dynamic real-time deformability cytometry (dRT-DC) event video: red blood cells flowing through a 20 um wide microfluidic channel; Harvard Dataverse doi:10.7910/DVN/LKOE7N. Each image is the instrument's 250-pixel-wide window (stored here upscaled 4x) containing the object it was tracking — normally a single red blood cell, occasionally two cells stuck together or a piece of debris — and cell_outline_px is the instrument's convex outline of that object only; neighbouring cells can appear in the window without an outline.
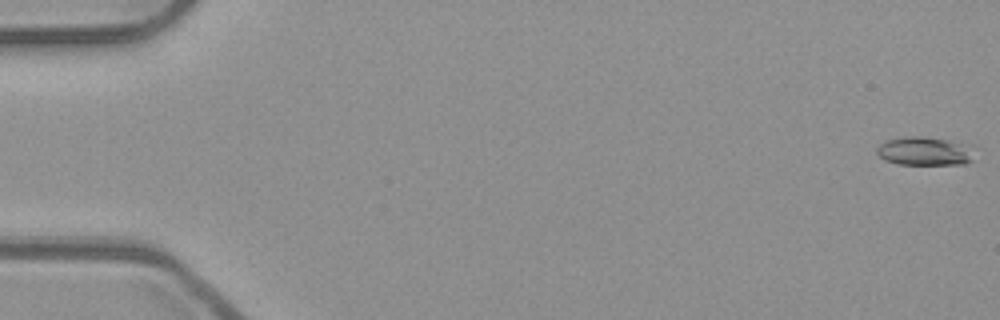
{"species": "common noctule bat (a hibernating species)", "species_latin": "Nyctalus noctula", "temperature_condition": "room temperature", "stored_images_in_passage": 53, "camera_frame_rate_fps": 3000, "um_per_image_px": 0.085, "animal": {"sex": "male", "body_mass_g": 23.1, "forearm_length_mm": 52.7}, "frame": {"image": 1, "passage_image": 1, "time_ms": 0.0, "image_size_px": [1000, 320], "cell_outline_px": [[976, 144], [972, 160], [964, 164], [896, 164], [884, 160], [876, 152], [876, 148], [880, 144], [888, 140], [900, 136], [924, 136]], "centroid_in_image_um": [78.67, 12.83], "position_along_channel_um": 6.3, "area_um2": 16.82}}
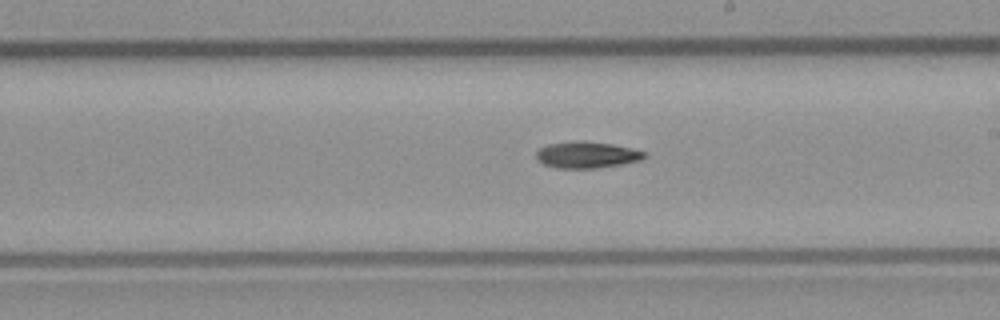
{"frame": {"image": 2, "passage_image": 31, "time_ms": 10.0, "image_size_px": [1000, 320], "cell_outline_px": [[648, 156], [640, 160], [620, 164], [596, 168], [556, 168], [544, 164], [536, 160], [536, 152], [540, 148], [548, 144], [580, 140], [584, 140], [612, 144], [632, 148], [644, 152]], "centroid_in_image_um": [49.86, 13.15], "position_along_channel_um": 239.1, "area_um2": 16.7}}
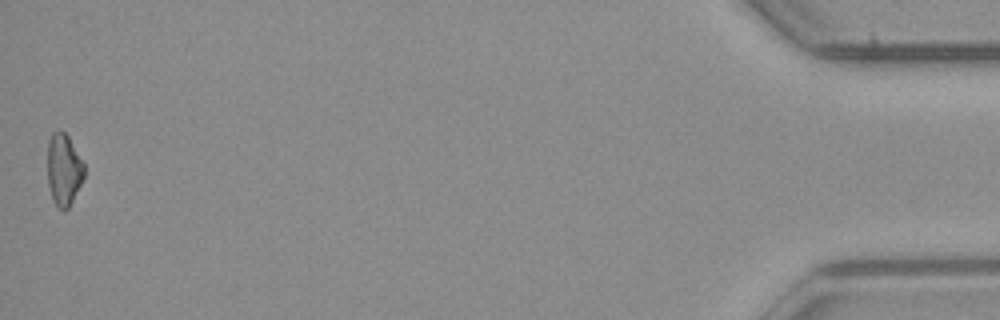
{"frame": {"image": 3, "passage_image": 53, "time_ms": 17.333, "image_size_px": [1000, 320], "cell_outline_px": [[84, 176], [68, 208], [64, 212], [52, 200], [48, 184], [48, 140], [52, 132], [64, 132], [68, 136], [84, 164]], "centroid_in_image_um": [5.4, 14.42], "position_along_channel_um": 429.8, "area_um2": 15.09}, "authors_computed_cell_mechanics": {"area_um2": 15.9528, "velocity_mm_per_s": 3.9506, "shape_relaxation_time_tau1_ms": 7.2663, "shape_relaxation_time_tau2_ms": null, "deformation_change_tau1": 0.168, "deformation_change_tau2": null}}